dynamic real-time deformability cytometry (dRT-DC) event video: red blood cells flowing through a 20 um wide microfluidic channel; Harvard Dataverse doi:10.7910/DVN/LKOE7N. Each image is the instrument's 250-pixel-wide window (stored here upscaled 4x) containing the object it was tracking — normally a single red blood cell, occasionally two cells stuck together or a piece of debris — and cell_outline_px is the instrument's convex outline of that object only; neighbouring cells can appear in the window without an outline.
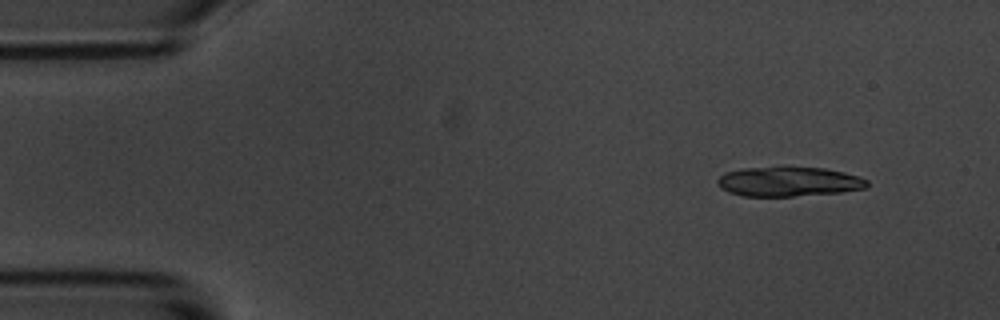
{"species": "common noctule bat (a hibernating species)", "species_latin": "Nyctalus noctula", "temperature_condition": "room temperature", "stored_images_in_passage": 7, "segment_of_instrument_passage": [1, 2], "camera_frame_rate_fps": 3000, "um_per_image_px": 0.085, "animal": {"sex": "male", "body_mass_g": 20.1, "forearm_length_mm": 53.5}, "frame": {"image": 1, "passage_image": 2, "time_ms": 1.333, "image_size_px": [1000, 320], "cell_outline_px": [[868, 188], [840, 192], [792, 196], [744, 196], [728, 192], [720, 188], [716, 180], [724, 172], [744, 168], [784, 164], [824, 168], [844, 172], [860, 176], [868, 180]], "centroid_in_image_um": [67.03, 15.39], "position_along_channel_um": 18.0, "area_um2": 26.76}}